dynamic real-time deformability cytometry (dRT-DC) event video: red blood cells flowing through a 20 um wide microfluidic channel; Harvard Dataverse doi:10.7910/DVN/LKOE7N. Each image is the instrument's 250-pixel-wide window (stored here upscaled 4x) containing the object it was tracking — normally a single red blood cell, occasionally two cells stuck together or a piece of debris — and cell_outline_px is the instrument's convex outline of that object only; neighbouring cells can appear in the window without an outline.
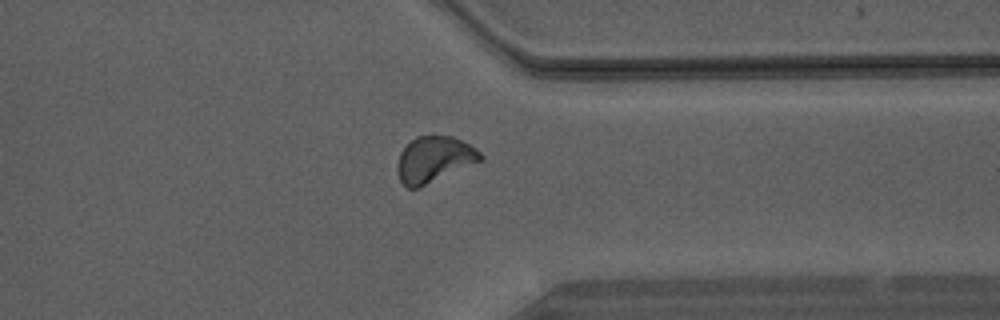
{"species": "Egyptian fruit bat (a non-hibernating species)", "species_latin": "Rousettus aegyptiacus", "temperature_condition": "warm", "stored_images_in_passage": 36, "camera_frame_rate_fps": 3000, "um_per_image_px": 0.085, "animal": {"sex": "male"}, "frame": {"image": 1, "passage_image": 31, "time_ms": 10.0, "image_size_px": [1000, 320], "cell_outline_px": [[484, 160], [420, 188], [408, 188], [400, 180], [396, 168], [396, 164], [400, 152], [416, 136], [432, 132], [452, 136], [476, 148], [484, 156]], "centroid_in_image_um": [36.91, 13.52], "position_along_channel_um": 374.5, "area_um2": 22.95}}